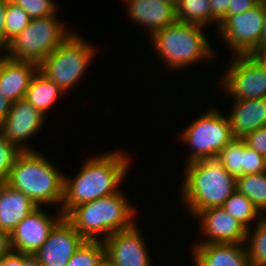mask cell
Wrapping results in <instances>:
<instances>
[{
    "label": "cell",
    "mask_w": 266,
    "mask_h": 266,
    "mask_svg": "<svg viewBox=\"0 0 266 266\" xmlns=\"http://www.w3.org/2000/svg\"><path fill=\"white\" fill-rule=\"evenodd\" d=\"M110 152L89 157L74 179L64 177V197L59 207L63 216L77 205L120 191L118 186L130 169V159L125 151Z\"/></svg>",
    "instance_id": "cell-1"
},
{
    "label": "cell",
    "mask_w": 266,
    "mask_h": 266,
    "mask_svg": "<svg viewBox=\"0 0 266 266\" xmlns=\"http://www.w3.org/2000/svg\"><path fill=\"white\" fill-rule=\"evenodd\" d=\"M185 166L180 199L192 217L200 211L222 207L236 191V178L217 159L198 160Z\"/></svg>",
    "instance_id": "cell-2"
},
{
    "label": "cell",
    "mask_w": 266,
    "mask_h": 266,
    "mask_svg": "<svg viewBox=\"0 0 266 266\" xmlns=\"http://www.w3.org/2000/svg\"><path fill=\"white\" fill-rule=\"evenodd\" d=\"M122 192L77 205L64 218L85 240H104L136 222L135 206Z\"/></svg>",
    "instance_id": "cell-3"
},
{
    "label": "cell",
    "mask_w": 266,
    "mask_h": 266,
    "mask_svg": "<svg viewBox=\"0 0 266 266\" xmlns=\"http://www.w3.org/2000/svg\"><path fill=\"white\" fill-rule=\"evenodd\" d=\"M52 164L38 151H23L4 182L38 207L62 205L65 174Z\"/></svg>",
    "instance_id": "cell-4"
},
{
    "label": "cell",
    "mask_w": 266,
    "mask_h": 266,
    "mask_svg": "<svg viewBox=\"0 0 266 266\" xmlns=\"http://www.w3.org/2000/svg\"><path fill=\"white\" fill-rule=\"evenodd\" d=\"M204 28L198 24L176 21L153 33L149 38L155 48L154 52L159 54V58L165 62L168 70H181L198 61L214 57L211 44L203 33Z\"/></svg>",
    "instance_id": "cell-5"
},
{
    "label": "cell",
    "mask_w": 266,
    "mask_h": 266,
    "mask_svg": "<svg viewBox=\"0 0 266 266\" xmlns=\"http://www.w3.org/2000/svg\"><path fill=\"white\" fill-rule=\"evenodd\" d=\"M56 15L31 19L30 24L7 43L2 50L7 51L4 55L37 64L43 61L71 34Z\"/></svg>",
    "instance_id": "cell-6"
},
{
    "label": "cell",
    "mask_w": 266,
    "mask_h": 266,
    "mask_svg": "<svg viewBox=\"0 0 266 266\" xmlns=\"http://www.w3.org/2000/svg\"><path fill=\"white\" fill-rule=\"evenodd\" d=\"M96 49L80 35L71 33L48 57L38 71L59 86L64 94L75 85L95 57Z\"/></svg>",
    "instance_id": "cell-7"
},
{
    "label": "cell",
    "mask_w": 266,
    "mask_h": 266,
    "mask_svg": "<svg viewBox=\"0 0 266 266\" xmlns=\"http://www.w3.org/2000/svg\"><path fill=\"white\" fill-rule=\"evenodd\" d=\"M180 137L182 143L191 149L185 164L216 159L217 154L234 138L228 116L211 108L186 127Z\"/></svg>",
    "instance_id": "cell-8"
},
{
    "label": "cell",
    "mask_w": 266,
    "mask_h": 266,
    "mask_svg": "<svg viewBox=\"0 0 266 266\" xmlns=\"http://www.w3.org/2000/svg\"><path fill=\"white\" fill-rule=\"evenodd\" d=\"M266 0L241 14L226 16L218 25L221 40L226 41L235 55H250L262 37Z\"/></svg>",
    "instance_id": "cell-9"
},
{
    "label": "cell",
    "mask_w": 266,
    "mask_h": 266,
    "mask_svg": "<svg viewBox=\"0 0 266 266\" xmlns=\"http://www.w3.org/2000/svg\"><path fill=\"white\" fill-rule=\"evenodd\" d=\"M233 56L220 78L222 89L232 100L266 98V72L250 55Z\"/></svg>",
    "instance_id": "cell-10"
},
{
    "label": "cell",
    "mask_w": 266,
    "mask_h": 266,
    "mask_svg": "<svg viewBox=\"0 0 266 266\" xmlns=\"http://www.w3.org/2000/svg\"><path fill=\"white\" fill-rule=\"evenodd\" d=\"M50 216L43 207L36 208L10 233L11 250L15 253L34 255L46 242L50 231L64 217L62 211Z\"/></svg>",
    "instance_id": "cell-11"
},
{
    "label": "cell",
    "mask_w": 266,
    "mask_h": 266,
    "mask_svg": "<svg viewBox=\"0 0 266 266\" xmlns=\"http://www.w3.org/2000/svg\"><path fill=\"white\" fill-rule=\"evenodd\" d=\"M136 222L102 240L105 257L114 266H153L147 244Z\"/></svg>",
    "instance_id": "cell-12"
},
{
    "label": "cell",
    "mask_w": 266,
    "mask_h": 266,
    "mask_svg": "<svg viewBox=\"0 0 266 266\" xmlns=\"http://www.w3.org/2000/svg\"><path fill=\"white\" fill-rule=\"evenodd\" d=\"M46 117L25 99L12 102L7 118L0 125V131L11 143L22 151H34L24 142L34 136L44 124Z\"/></svg>",
    "instance_id": "cell-13"
},
{
    "label": "cell",
    "mask_w": 266,
    "mask_h": 266,
    "mask_svg": "<svg viewBox=\"0 0 266 266\" xmlns=\"http://www.w3.org/2000/svg\"><path fill=\"white\" fill-rule=\"evenodd\" d=\"M201 233L206 239L195 244H237L245 243L247 228L227 213L222 207L209 208L198 212Z\"/></svg>",
    "instance_id": "cell-14"
},
{
    "label": "cell",
    "mask_w": 266,
    "mask_h": 266,
    "mask_svg": "<svg viewBox=\"0 0 266 266\" xmlns=\"http://www.w3.org/2000/svg\"><path fill=\"white\" fill-rule=\"evenodd\" d=\"M85 239L63 217L34 254L42 266H66Z\"/></svg>",
    "instance_id": "cell-15"
},
{
    "label": "cell",
    "mask_w": 266,
    "mask_h": 266,
    "mask_svg": "<svg viewBox=\"0 0 266 266\" xmlns=\"http://www.w3.org/2000/svg\"><path fill=\"white\" fill-rule=\"evenodd\" d=\"M0 52V91L11 102L24 99L31 80L38 71V64L14 60Z\"/></svg>",
    "instance_id": "cell-16"
},
{
    "label": "cell",
    "mask_w": 266,
    "mask_h": 266,
    "mask_svg": "<svg viewBox=\"0 0 266 266\" xmlns=\"http://www.w3.org/2000/svg\"><path fill=\"white\" fill-rule=\"evenodd\" d=\"M131 21L148 30L149 36L175 23L176 7L161 0H124ZM127 2V3H126Z\"/></svg>",
    "instance_id": "cell-17"
},
{
    "label": "cell",
    "mask_w": 266,
    "mask_h": 266,
    "mask_svg": "<svg viewBox=\"0 0 266 266\" xmlns=\"http://www.w3.org/2000/svg\"><path fill=\"white\" fill-rule=\"evenodd\" d=\"M245 243L194 244L195 266H251Z\"/></svg>",
    "instance_id": "cell-18"
},
{
    "label": "cell",
    "mask_w": 266,
    "mask_h": 266,
    "mask_svg": "<svg viewBox=\"0 0 266 266\" xmlns=\"http://www.w3.org/2000/svg\"><path fill=\"white\" fill-rule=\"evenodd\" d=\"M232 111L228 116L234 138L266 126V98L233 100Z\"/></svg>",
    "instance_id": "cell-19"
},
{
    "label": "cell",
    "mask_w": 266,
    "mask_h": 266,
    "mask_svg": "<svg viewBox=\"0 0 266 266\" xmlns=\"http://www.w3.org/2000/svg\"><path fill=\"white\" fill-rule=\"evenodd\" d=\"M38 206L21 191L0 181V230L11 233Z\"/></svg>",
    "instance_id": "cell-20"
},
{
    "label": "cell",
    "mask_w": 266,
    "mask_h": 266,
    "mask_svg": "<svg viewBox=\"0 0 266 266\" xmlns=\"http://www.w3.org/2000/svg\"><path fill=\"white\" fill-rule=\"evenodd\" d=\"M63 93L64 91L59 86L37 71L31 80L24 99L46 117V112L56 104V100Z\"/></svg>",
    "instance_id": "cell-21"
},
{
    "label": "cell",
    "mask_w": 266,
    "mask_h": 266,
    "mask_svg": "<svg viewBox=\"0 0 266 266\" xmlns=\"http://www.w3.org/2000/svg\"><path fill=\"white\" fill-rule=\"evenodd\" d=\"M236 190L252 201L261 215L266 211V171L236 178Z\"/></svg>",
    "instance_id": "cell-22"
},
{
    "label": "cell",
    "mask_w": 266,
    "mask_h": 266,
    "mask_svg": "<svg viewBox=\"0 0 266 266\" xmlns=\"http://www.w3.org/2000/svg\"><path fill=\"white\" fill-rule=\"evenodd\" d=\"M222 208L247 229L250 228L251 225L249 223L253 220H255L254 224H256L262 219L261 213L252 201L237 190L224 202Z\"/></svg>",
    "instance_id": "cell-23"
},
{
    "label": "cell",
    "mask_w": 266,
    "mask_h": 266,
    "mask_svg": "<svg viewBox=\"0 0 266 266\" xmlns=\"http://www.w3.org/2000/svg\"><path fill=\"white\" fill-rule=\"evenodd\" d=\"M176 17L178 22L208 27L211 23L210 0H178Z\"/></svg>",
    "instance_id": "cell-24"
},
{
    "label": "cell",
    "mask_w": 266,
    "mask_h": 266,
    "mask_svg": "<svg viewBox=\"0 0 266 266\" xmlns=\"http://www.w3.org/2000/svg\"><path fill=\"white\" fill-rule=\"evenodd\" d=\"M247 229L246 241L247 254L251 266H266V221L261 219L254 226ZM253 231V233L251 232Z\"/></svg>",
    "instance_id": "cell-25"
},
{
    "label": "cell",
    "mask_w": 266,
    "mask_h": 266,
    "mask_svg": "<svg viewBox=\"0 0 266 266\" xmlns=\"http://www.w3.org/2000/svg\"><path fill=\"white\" fill-rule=\"evenodd\" d=\"M246 146L242 138H233L217 154L216 159L235 178L243 175V148Z\"/></svg>",
    "instance_id": "cell-26"
},
{
    "label": "cell",
    "mask_w": 266,
    "mask_h": 266,
    "mask_svg": "<svg viewBox=\"0 0 266 266\" xmlns=\"http://www.w3.org/2000/svg\"><path fill=\"white\" fill-rule=\"evenodd\" d=\"M105 258L102 240H85L66 266H98Z\"/></svg>",
    "instance_id": "cell-27"
},
{
    "label": "cell",
    "mask_w": 266,
    "mask_h": 266,
    "mask_svg": "<svg viewBox=\"0 0 266 266\" xmlns=\"http://www.w3.org/2000/svg\"><path fill=\"white\" fill-rule=\"evenodd\" d=\"M31 19L13 1H7L5 7L4 47L12 38L21 33L30 24Z\"/></svg>",
    "instance_id": "cell-28"
},
{
    "label": "cell",
    "mask_w": 266,
    "mask_h": 266,
    "mask_svg": "<svg viewBox=\"0 0 266 266\" xmlns=\"http://www.w3.org/2000/svg\"><path fill=\"white\" fill-rule=\"evenodd\" d=\"M23 151L4 137L0 131V181H4L16 159Z\"/></svg>",
    "instance_id": "cell-29"
},
{
    "label": "cell",
    "mask_w": 266,
    "mask_h": 266,
    "mask_svg": "<svg viewBox=\"0 0 266 266\" xmlns=\"http://www.w3.org/2000/svg\"><path fill=\"white\" fill-rule=\"evenodd\" d=\"M32 19L55 15L59 6L54 0H14Z\"/></svg>",
    "instance_id": "cell-30"
},
{
    "label": "cell",
    "mask_w": 266,
    "mask_h": 266,
    "mask_svg": "<svg viewBox=\"0 0 266 266\" xmlns=\"http://www.w3.org/2000/svg\"><path fill=\"white\" fill-rule=\"evenodd\" d=\"M266 171V158L247 145L243 148V175Z\"/></svg>",
    "instance_id": "cell-31"
},
{
    "label": "cell",
    "mask_w": 266,
    "mask_h": 266,
    "mask_svg": "<svg viewBox=\"0 0 266 266\" xmlns=\"http://www.w3.org/2000/svg\"><path fill=\"white\" fill-rule=\"evenodd\" d=\"M246 145L266 158V126L258 128L242 138Z\"/></svg>",
    "instance_id": "cell-32"
},
{
    "label": "cell",
    "mask_w": 266,
    "mask_h": 266,
    "mask_svg": "<svg viewBox=\"0 0 266 266\" xmlns=\"http://www.w3.org/2000/svg\"><path fill=\"white\" fill-rule=\"evenodd\" d=\"M231 0H210L211 23L218 25L228 16V5Z\"/></svg>",
    "instance_id": "cell-33"
},
{
    "label": "cell",
    "mask_w": 266,
    "mask_h": 266,
    "mask_svg": "<svg viewBox=\"0 0 266 266\" xmlns=\"http://www.w3.org/2000/svg\"><path fill=\"white\" fill-rule=\"evenodd\" d=\"M262 0H231L228 5V16L241 14L257 6Z\"/></svg>",
    "instance_id": "cell-34"
},
{
    "label": "cell",
    "mask_w": 266,
    "mask_h": 266,
    "mask_svg": "<svg viewBox=\"0 0 266 266\" xmlns=\"http://www.w3.org/2000/svg\"><path fill=\"white\" fill-rule=\"evenodd\" d=\"M12 252L10 244V234L0 230V258Z\"/></svg>",
    "instance_id": "cell-35"
},
{
    "label": "cell",
    "mask_w": 266,
    "mask_h": 266,
    "mask_svg": "<svg viewBox=\"0 0 266 266\" xmlns=\"http://www.w3.org/2000/svg\"><path fill=\"white\" fill-rule=\"evenodd\" d=\"M7 1L0 0V52L4 49V26H5V7Z\"/></svg>",
    "instance_id": "cell-36"
},
{
    "label": "cell",
    "mask_w": 266,
    "mask_h": 266,
    "mask_svg": "<svg viewBox=\"0 0 266 266\" xmlns=\"http://www.w3.org/2000/svg\"><path fill=\"white\" fill-rule=\"evenodd\" d=\"M12 102L4 97L2 92L0 91V125L7 118V115L10 111Z\"/></svg>",
    "instance_id": "cell-37"
},
{
    "label": "cell",
    "mask_w": 266,
    "mask_h": 266,
    "mask_svg": "<svg viewBox=\"0 0 266 266\" xmlns=\"http://www.w3.org/2000/svg\"><path fill=\"white\" fill-rule=\"evenodd\" d=\"M250 56L266 72V49H256L250 54Z\"/></svg>",
    "instance_id": "cell-38"
},
{
    "label": "cell",
    "mask_w": 266,
    "mask_h": 266,
    "mask_svg": "<svg viewBox=\"0 0 266 266\" xmlns=\"http://www.w3.org/2000/svg\"><path fill=\"white\" fill-rule=\"evenodd\" d=\"M4 266H22V254L11 252L4 257Z\"/></svg>",
    "instance_id": "cell-39"
},
{
    "label": "cell",
    "mask_w": 266,
    "mask_h": 266,
    "mask_svg": "<svg viewBox=\"0 0 266 266\" xmlns=\"http://www.w3.org/2000/svg\"><path fill=\"white\" fill-rule=\"evenodd\" d=\"M22 266H42L34 255L22 254Z\"/></svg>",
    "instance_id": "cell-40"
},
{
    "label": "cell",
    "mask_w": 266,
    "mask_h": 266,
    "mask_svg": "<svg viewBox=\"0 0 266 266\" xmlns=\"http://www.w3.org/2000/svg\"><path fill=\"white\" fill-rule=\"evenodd\" d=\"M257 49H266V11H265V17H264V26L262 31V37L259 42Z\"/></svg>",
    "instance_id": "cell-41"
},
{
    "label": "cell",
    "mask_w": 266,
    "mask_h": 266,
    "mask_svg": "<svg viewBox=\"0 0 266 266\" xmlns=\"http://www.w3.org/2000/svg\"><path fill=\"white\" fill-rule=\"evenodd\" d=\"M98 266H114L106 257L100 262Z\"/></svg>",
    "instance_id": "cell-42"
},
{
    "label": "cell",
    "mask_w": 266,
    "mask_h": 266,
    "mask_svg": "<svg viewBox=\"0 0 266 266\" xmlns=\"http://www.w3.org/2000/svg\"><path fill=\"white\" fill-rule=\"evenodd\" d=\"M161 1L162 2H166V3H169V4H172L175 7L177 6V2H178V0H161Z\"/></svg>",
    "instance_id": "cell-43"
},
{
    "label": "cell",
    "mask_w": 266,
    "mask_h": 266,
    "mask_svg": "<svg viewBox=\"0 0 266 266\" xmlns=\"http://www.w3.org/2000/svg\"><path fill=\"white\" fill-rule=\"evenodd\" d=\"M0 266H4V257L0 258Z\"/></svg>",
    "instance_id": "cell-44"
},
{
    "label": "cell",
    "mask_w": 266,
    "mask_h": 266,
    "mask_svg": "<svg viewBox=\"0 0 266 266\" xmlns=\"http://www.w3.org/2000/svg\"><path fill=\"white\" fill-rule=\"evenodd\" d=\"M265 214H266V211H265V213L262 215V219L266 221V215H265Z\"/></svg>",
    "instance_id": "cell-45"
}]
</instances>
